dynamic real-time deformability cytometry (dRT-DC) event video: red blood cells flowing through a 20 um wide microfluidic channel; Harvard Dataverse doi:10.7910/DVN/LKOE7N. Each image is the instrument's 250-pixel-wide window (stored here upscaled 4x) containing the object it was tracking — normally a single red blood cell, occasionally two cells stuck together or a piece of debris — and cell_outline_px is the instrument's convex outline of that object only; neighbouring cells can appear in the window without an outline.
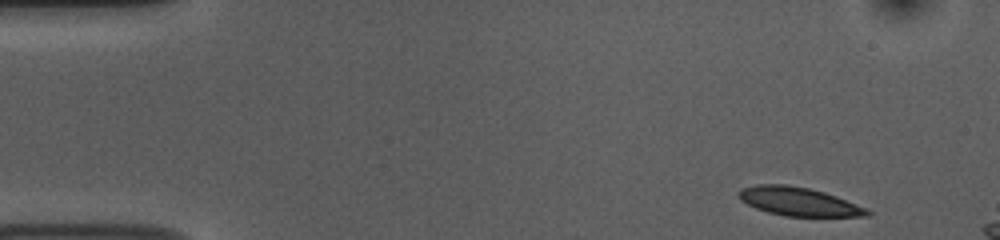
{"species": "common noctule bat (a hibernating species)", "species_latin": "Nyctalus noctula", "temperature_condition": "room temperature", "stored_images_in_passage": 47, "camera_frame_rate_fps": 3000, "um_per_image_px": 0.085, "animal": {"sex": "female", "body_mass_g": 10.0, "forearm_length_mm": 53.1}, "frame": {"image": 1, "passage_image": 1, "time_ms": 0.0, "image_size_px": [1000, 240], "cell_outline_px": [[872, 212], [868, 216], [784, 216], [768, 212], [756, 208], [740, 200], [736, 196], [736, 192], [740, 188], [756, 184], [788, 184], [808, 188], [824, 192], [836, 196], [868, 208]], "centroid_in_image_um": [67.85, 17.12], "position_along_channel_um": 17.1, "area_um2": 21.56}}
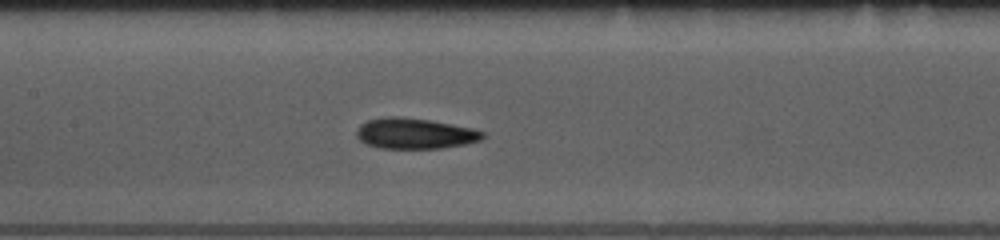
{"frame": {"image": 2, "passage_image": 21, "time_ms": 6.667, "image_size_px": [1000, 240], "cell_outline_px": [[484, 136], [480, 140], [464, 144], [440, 148], [380, 148], [368, 144], [360, 140], [356, 136], [356, 132], [360, 124], [368, 120], [388, 116], [396, 116], [428, 120], [472, 128], [484, 132]], "centroid_in_image_um": [35.23, 11.34], "position_along_channel_um": 172.2, "area_um2": 22.25}}
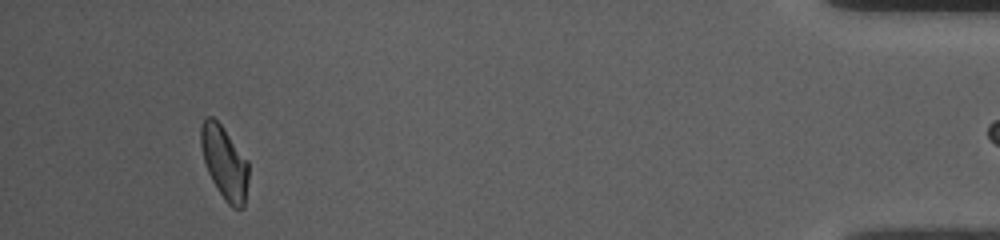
{"frame": {"image": 3, "passage_image": 46, "time_ms": 15.0, "image_size_px": [1000, 240], "cell_outline_px": [[248, 180], [244, 208], [232, 208], [228, 204], [216, 188], [208, 172], [204, 160], [200, 144], [200, 124], [204, 116], [212, 116], [220, 124], [248, 160]], "centroid_in_image_um": [19.07, 13.81], "position_along_channel_um": 416.1, "area_um2": 20.35}}